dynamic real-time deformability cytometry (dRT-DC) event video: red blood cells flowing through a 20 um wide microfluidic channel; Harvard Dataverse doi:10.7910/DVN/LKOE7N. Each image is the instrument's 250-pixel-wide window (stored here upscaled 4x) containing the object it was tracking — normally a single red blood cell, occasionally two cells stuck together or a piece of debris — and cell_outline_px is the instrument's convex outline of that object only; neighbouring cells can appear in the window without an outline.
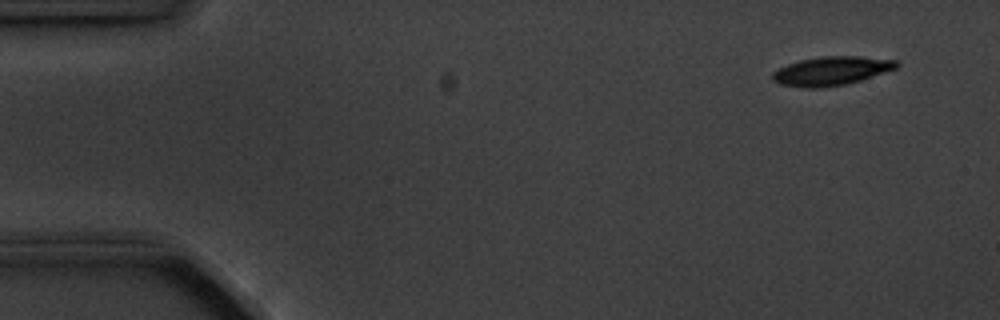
{"species": "common noctule bat (a hibernating species)", "species_latin": "Nyctalus noctula", "temperature_condition": "cold", "stored_images_in_passage": 5, "camera_frame_rate_fps": 3000, "um_per_image_px": 0.085, "animal": {"sex": "male", "body_mass_g": 20.1, "forearm_length_mm": 53.5}, "frame": {"image": 1, "passage_image": 1, "time_ms": 0.0, "image_size_px": [1000, 320], "cell_outline_px": [[900, 64], [896, 68], [848, 84], [820, 88], [804, 88], [780, 84], [772, 80], [772, 72], [788, 64], [800, 60], [824, 56], [860, 56], [896, 60]], "centroid_in_image_um": [70.65, 6.03], "position_along_channel_um": 14.3, "area_um2": 20.75}}